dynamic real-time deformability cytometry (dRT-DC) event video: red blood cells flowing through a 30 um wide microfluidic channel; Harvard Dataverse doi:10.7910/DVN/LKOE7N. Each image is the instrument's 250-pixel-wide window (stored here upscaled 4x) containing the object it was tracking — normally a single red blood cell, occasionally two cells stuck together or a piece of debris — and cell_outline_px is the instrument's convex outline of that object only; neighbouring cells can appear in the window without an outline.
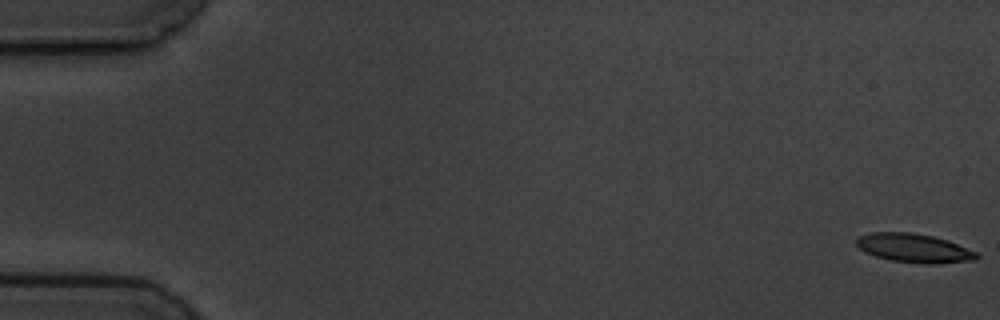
{"species": "common noctule bat (a hibernating species)", "species_latin": "Nyctalus noctula", "temperature_condition": "cold", "stored_images_in_passage": 5, "segment_of_instrument_passage": [1, 2], "camera_frame_rate_fps": 3000, "um_per_image_px": 0.085, "animal": {"sex": "male", "body_mass_g": 19.5, "forearm_length_mm": 54.6}, "frame": {"image": 1, "passage_image": 1, "time_ms": 0.0, "image_size_px": [1000, 320], "cell_outline_px": [[980, 256], [976, 260], [936, 264], [924, 264], [892, 260], [876, 256], [864, 252], [856, 244], [856, 240], [860, 236], [868, 232], [912, 232], [932, 236], [948, 240], [976, 252]], "centroid_in_image_um": [77.7, 21.09], "position_along_channel_um": 7.3, "area_um2": 20.23}}